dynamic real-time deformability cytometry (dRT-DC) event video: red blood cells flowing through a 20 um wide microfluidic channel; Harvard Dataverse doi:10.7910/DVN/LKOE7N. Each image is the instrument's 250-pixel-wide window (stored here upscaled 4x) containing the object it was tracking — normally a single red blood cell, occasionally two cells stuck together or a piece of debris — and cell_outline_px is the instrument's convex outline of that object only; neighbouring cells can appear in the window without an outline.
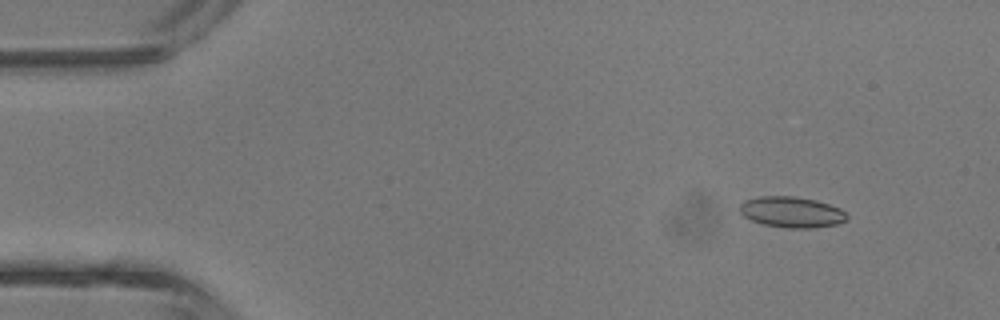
{"species": "common noctule bat (a hibernating species)", "species_latin": "Nyctalus noctula", "temperature_condition": "room temperature", "stored_images_in_passage": 44, "camera_frame_rate_fps": 3000, "um_per_image_px": 0.085, "animal": {"sex": "male", "body_mass_g": 13.3}, "frame": {"image": 1, "passage_image": 5, "time_ms": 1.333, "image_size_px": [1000, 320], "cell_outline_px": [[848, 216], [840, 224], [812, 228], [788, 228], [764, 224], [752, 220], [744, 216], [740, 212], [740, 204], [744, 200], [760, 196], [792, 196], [816, 200], [840, 208]], "centroid_in_image_um": [67.29, 18.02], "position_along_channel_um": 17.7, "area_um2": 19.19}}
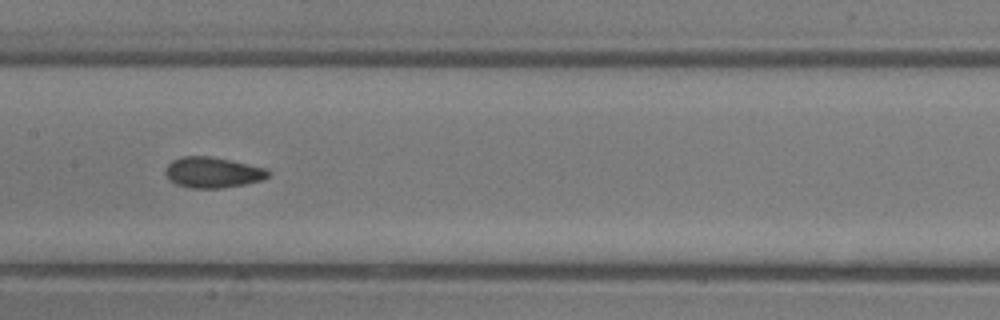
{"frame": {"image": 2, "passage_image": 22, "time_ms": 7.0, "image_size_px": [1000, 320], "cell_outline_px": [[272, 172], [268, 176], [260, 180], [244, 184], [220, 188], [192, 188], [176, 184], [164, 172], [164, 168], [172, 160], [180, 156], [212, 156], [268, 168]], "centroid_in_image_um": [18.09, 14.64], "position_along_channel_um": 189.3, "area_um2": 18.44}}
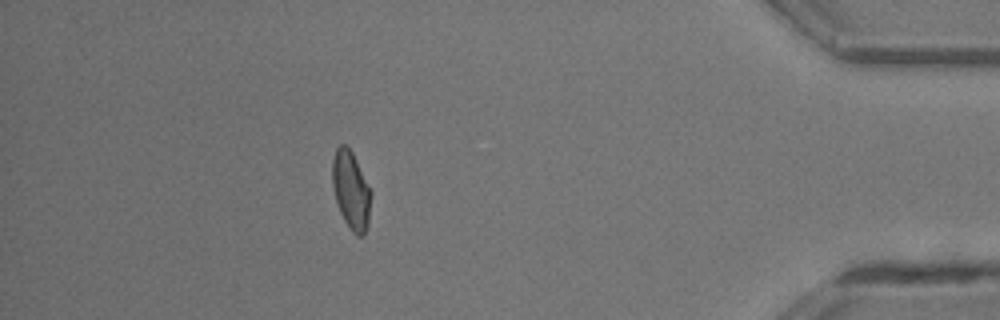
{"frame": {"image": 3, "passage_image": 39, "time_ms": 12.667, "image_size_px": [1000, 320], "cell_outline_px": [[372, 192], [368, 224], [364, 236], [356, 236], [348, 228], [340, 212], [336, 200], [332, 184], [332, 160], [336, 148], [340, 144], [344, 144], [352, 152]], "centroid_in_image_um": [29.84, 16.2], "position_along_channel_um": 405.4, "area_um2": 17.69}, "authors_computed_cell_mechanics": {"area_um2": 18.0914, "velocity_mm_per_s": 4.7255, "shape_relaxation_time_tau1_ms": 5.7697, "shape_relaxation_time_tau2_ms": 1.8751, "deformation_change_tau1": 0.125, "deformation_change_tau2": 0.0735}}